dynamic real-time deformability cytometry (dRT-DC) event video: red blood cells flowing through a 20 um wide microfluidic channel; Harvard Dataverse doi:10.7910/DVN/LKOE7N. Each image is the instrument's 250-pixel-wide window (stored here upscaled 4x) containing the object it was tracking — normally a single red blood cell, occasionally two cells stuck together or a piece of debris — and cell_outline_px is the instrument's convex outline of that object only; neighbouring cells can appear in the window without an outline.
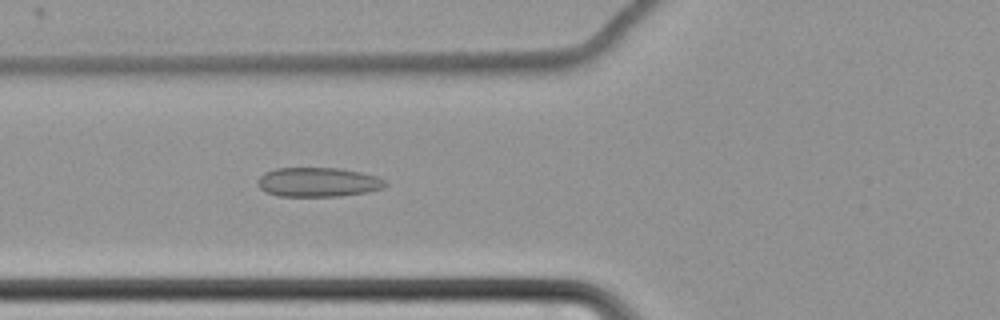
{"species": "common noctule bat (a hibernating species)", "species_latin": "Nyctalus noctula", "temperature_condition": "cold", "stored_images_in_passage": 29, "camera_frame_rate_fps": 3000, "um_per_image_px": 0.085, "animal": {"sex": "female", "body_mass_g": 22.7, "forearm_length_mm": 54.2}, "frame": {"image": 1, "passage_image": 20, "time_ms": 6.333, "image_size_px": [1000, 320], "cell_outline_px": [[388, 184], [384, 188], [368, 192], [340, 196], [280, 196], [264, 192], [256, 184], [260, 176], [264, 172], [276, 168], [340, 168], [360, 172], [376, 176], [384, 180]], "centroid_in_image_um": [27.02, 15.48], "position_along_channel_um": 98.8, "area_um2": 21.96}}
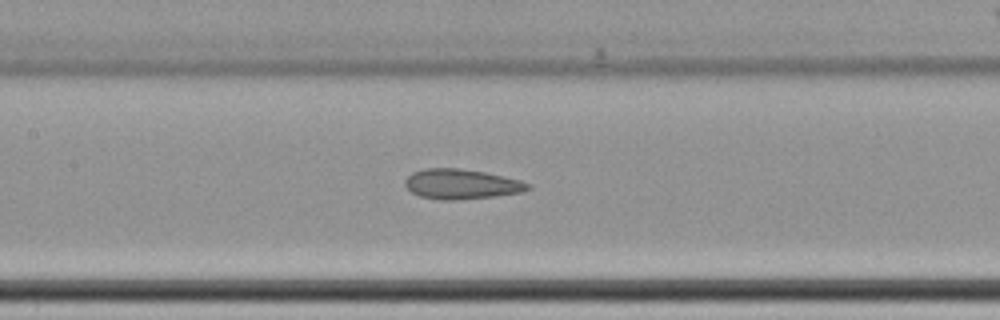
{"frame": {"image": 2, "passage_image": 26, "time_ms": 8.333, "image_size_px": [1000, 320], "cell_outline_px": [[532, 188], [524, 192], [496, 196], [452, 200], [444, 200], [420, 196], [412, 192], [404, 184], [404, 180], [412, 172], [424, 168], [460, 168], [484, 172], [504, 176], [520, 180], [528, 184]], "centroid_in_image_um": [39.22, 15.64], "position_along_channel_um": 168.2, "area_um2": 21.44}}
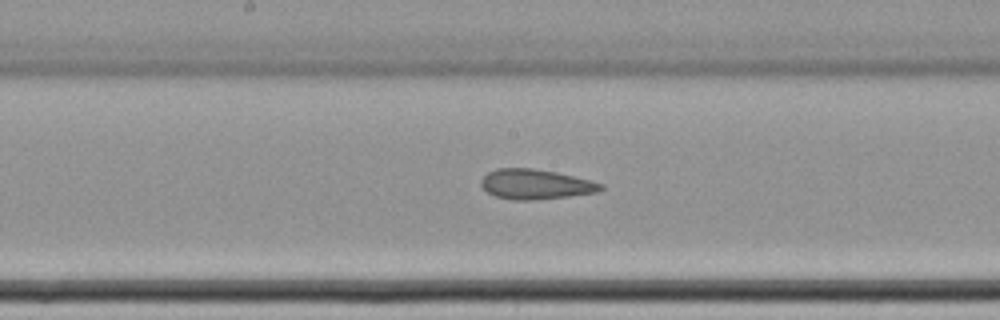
{"frame": {"image": 3, "passage_image": 29, "time_ms": 9.333, "image_size_px": [1000, 320], "cell_outline_px": [[604, 188], [596, 192], [568, 196], [532, 200], [512, 200], [496, 196], [488, 192], [480, 184], [480, 180], [488, 172], [496, 168], [532, 168], [556, 172], [592, 180], [604, 184]], "centroid_in_image_um": [45.52, 15.65], "position_along_channel_um": 202.7, "area_um2": 20.87}}